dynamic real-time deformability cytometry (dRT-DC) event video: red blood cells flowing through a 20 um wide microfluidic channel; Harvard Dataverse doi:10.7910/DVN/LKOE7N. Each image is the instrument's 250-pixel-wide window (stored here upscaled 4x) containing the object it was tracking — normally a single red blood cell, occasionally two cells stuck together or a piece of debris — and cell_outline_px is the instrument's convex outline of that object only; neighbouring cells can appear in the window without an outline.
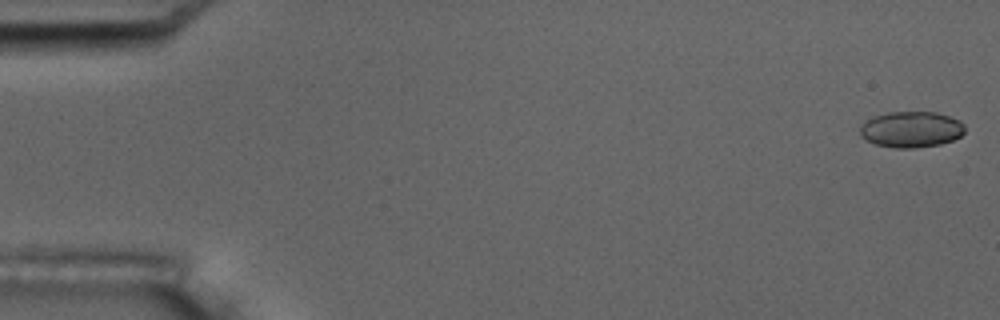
{"species": "common noctule bat (a hibernating species)", "species_latin": "Nyctalus noctula", "temperature_condition": "room temperature", "stored_images_in_passage": 7, "camera_frame_rate_fps": 3000, "um_per_image_px": 0.085, "animal": {"sex": "male", "body_mass_g": 17.5, "forearm_length_mm": 52.3}, "frame": {"image": 1, "passage_image": 1, "time_ms": 0.0, "image_size_px": [1000, 320], "cell_outline_px": [[964, 132], [960, 136], [952, 140], [940, 144], [916, 148], [896, 148], [876, 144], [860, 136], [860, 124], [872, 116], [888, 112], [936, 112], [960, 120], [964, 124]], "centroid_in_image_um": [77.44, 10.99], "position_along_channel_um": 7.6, "area_um2": 22.08}}